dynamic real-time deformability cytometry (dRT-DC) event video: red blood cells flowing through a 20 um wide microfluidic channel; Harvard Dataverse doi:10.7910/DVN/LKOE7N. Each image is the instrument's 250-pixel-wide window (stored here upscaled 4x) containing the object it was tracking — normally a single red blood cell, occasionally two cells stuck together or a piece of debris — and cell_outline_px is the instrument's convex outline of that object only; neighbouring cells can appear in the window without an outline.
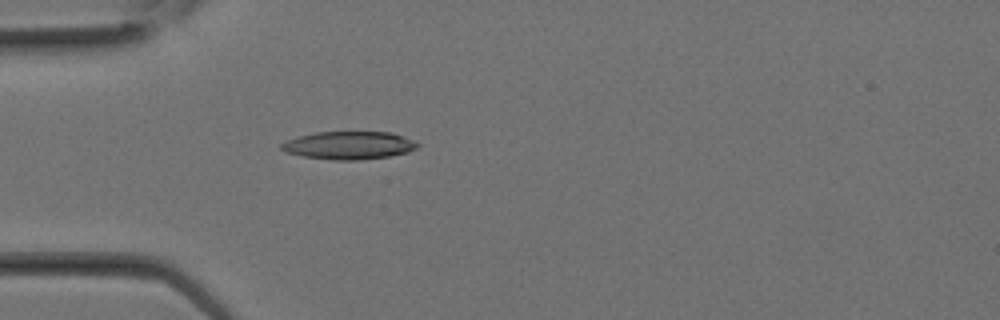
{"species": "Egyptian fruit bat (a non-hibernating species)", "species_latin": "Rousettus aegyptiacus", "temperature_condition": "room temperature", "stored_images_in_passage": 4, "camera_frame_rate_fps": 3000, "um_per_image_px": 0.085, "animal": {"sex": "female"}, "frame": {"image": 1, "passage_image": 2, "time_ms": 0.333, "image_size_px": [1000, 320], "cell_outline_px": [[420, 144], [416, 148], [408, 152], [388, 156], [360, 160], [336, 160], [304, 156], [284, 152], [280, 148], [280, 144], [288, 140], [300, 136], [316, 132], [392, 132], [416, 140]], "centroid_in_image_um": [29.7, 12.35], "position_along_channel_um": 55.3, "area_um2": 22.14}}
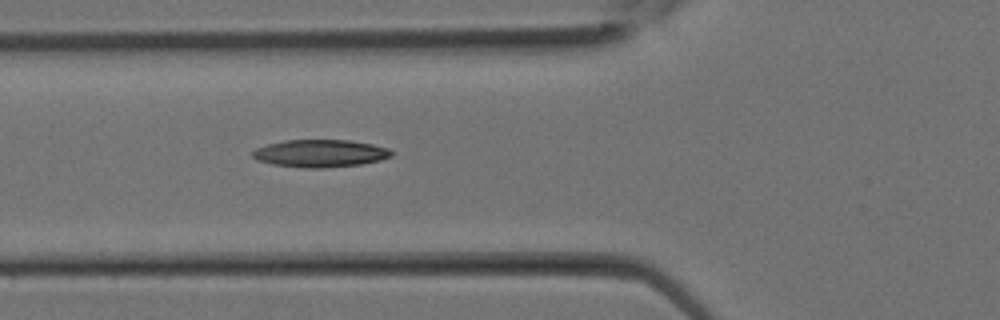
{"frame": {"image": 2, "passage_image": 4, "time_ms": 1.0, "image_size_px": [1000, 320], "cell_outline_px": [[392, 156], [380, 160], [360, 164], [324, 168], [304, 168], [272, 164], [256, 160], [252, 156], [252, 152], [256, 148], [268, 144], [284, 140], [348, 140], [372, 144], [388, 148], [392, 152]], "centroid_in_image_um": [27.19, 13.04], "position_along_channel_um": 98.6, "area_um2": 22.25}}